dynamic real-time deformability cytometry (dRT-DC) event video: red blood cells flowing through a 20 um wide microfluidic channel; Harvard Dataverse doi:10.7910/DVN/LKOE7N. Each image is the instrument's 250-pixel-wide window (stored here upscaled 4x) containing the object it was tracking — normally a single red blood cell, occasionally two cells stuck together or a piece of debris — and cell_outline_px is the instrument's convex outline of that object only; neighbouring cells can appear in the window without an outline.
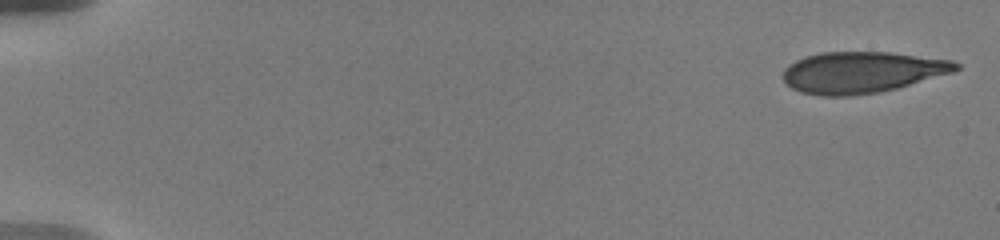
{"species": "human", "species_latin": "Homo sapiens", "temperature_condition": "warm", "stored_images_in_passage": 14, "camera_frame_rate_fps": 3000, "um_per_image_px": 0.085, "donor": {"sex": "male"}, "frame": {"image": 1, "passage_image": 1, "time_ms": 0.0, "image_size_px": [1000, 240], "cell_outline_px": [[960, 68], [952, 72], [896, 88], [880, 92], [848, 96], [820, 96], [800, 92], [792, 88], [784, 80], [784, 68], [796, 60], [804, 56], [820, 52], [888, 52], [952, 60], [960, 64]], "centroid_in_image_um": [73.24, 6.14], "position_along_channel_um": 11.8, "area_um2": 41.44}}
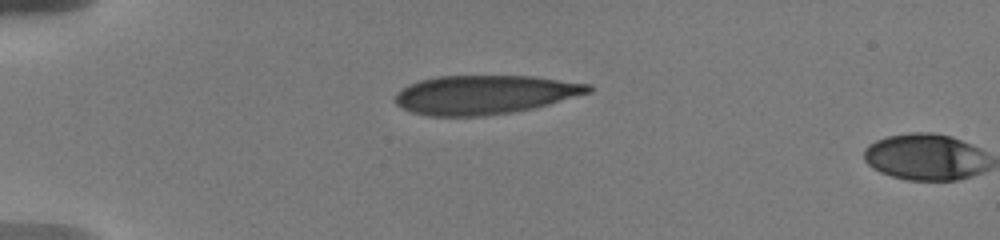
{"frame": {"image": 2, "passage_image": 13, "time_ms": 4.333, "image_size_px": [1000, 240], "cell_outline_px": [[592, 92], [548, 104], [532, 108], [512, 112], [480, 116], [428, 116], [412, 112], [396, 104], [392, 100], [396, 92], [408, 84], [420, 80], [436, 76], [532, 76], [592, 84]], "centroid_in_image_um": [41.16, 8.04], "position_along_channel_um": 43.8, "area_um2": 43.93}}